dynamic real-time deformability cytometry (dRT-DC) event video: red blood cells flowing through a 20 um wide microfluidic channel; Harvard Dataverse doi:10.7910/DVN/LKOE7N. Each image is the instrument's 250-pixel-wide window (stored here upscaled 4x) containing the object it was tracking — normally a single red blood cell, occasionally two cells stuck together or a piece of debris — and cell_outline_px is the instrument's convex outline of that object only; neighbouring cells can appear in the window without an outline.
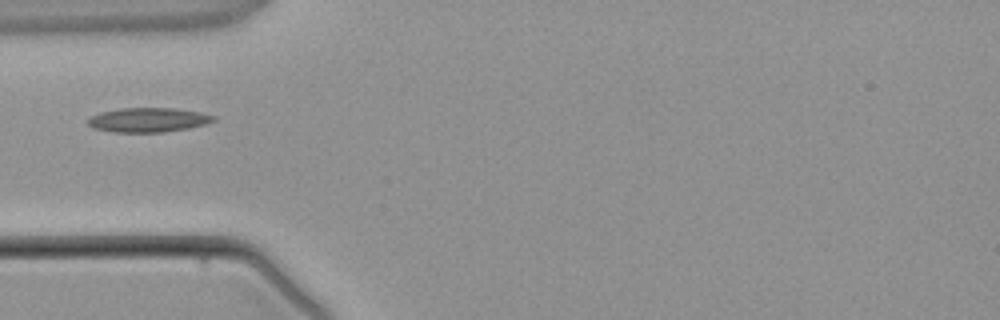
{"species": "common noctule bat (a hibernating species)", "species_latin": "Nyctalus noctula", "temperature_condition": "warm", "stored_images_in_passage": 1, "camera_frame_rate_fps": 3000, "um_per_image_px": 0.085, "animal": {"sex": "male", "body_mass_g": 21.5, "forearm_length_mm": 52.0}, "frame": {"image": 1, "passage_image": 1, "time_ms": 0.0, "image_size_px": [1000, 320], "cell_outline_px": [[216, 120], [208, 124], [188, 128], [164, 132], [112, 132], [92, 128], [88, 124], [88, 120], [92, 116], [100, 112], [120, 108], [176, 108], [200, 112], [216, 116]], "centroid_in_image_um": [12.63, 10.19], "position_along_channel_um": 72.4, "area_um2": 17.98}}